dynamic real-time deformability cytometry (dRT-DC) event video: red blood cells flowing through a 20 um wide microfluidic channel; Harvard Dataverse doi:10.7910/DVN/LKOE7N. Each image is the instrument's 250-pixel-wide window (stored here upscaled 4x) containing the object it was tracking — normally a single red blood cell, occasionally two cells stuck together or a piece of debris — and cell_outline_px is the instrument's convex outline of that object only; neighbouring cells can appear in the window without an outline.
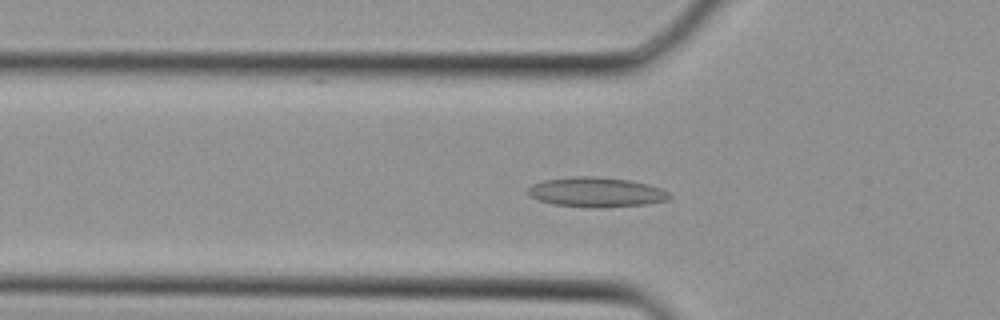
{"species": "Egyptian fruit bat (a non-hibernating species)", "species_latin": "Rousettus aegyptiacus", "temperature_condition": "cold", "stored_images_in_passage": 34, "camera_frame_rate_fps": 3000, "um_per_image_px": 0.085, "animal": {"sex": "female"}, "frame": {"image": 1, "passage_image": 11, "time_ms": 3.333, "image_size_px": [1000, 320], "cell_outline_px": [[672, 196], [668, 200], [644, 204], [600, 208], [592, 208], [552, 204], [540, 200], [532, 196], [528, 192], [528, 188], [532, 184], [544, 180], [572, 176], [596, 176], [628, 180], [648, 184], [660, 188], [668, 192]], "centroid_in_image_um": [50.69, 16.33], "position_along_channel_um": 75.1, "area_um2": 24.51}}
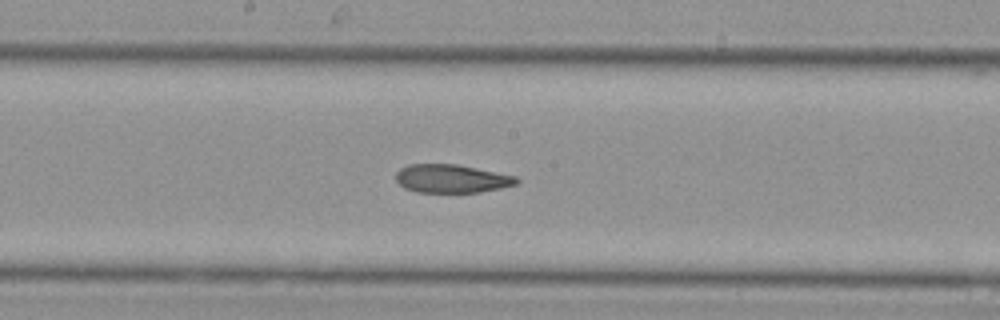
{"frame": {"image": 2, "passage_image": 18, "time_ms": 5.667, "image_size_px": [1000, 320], "cell_outline_px": [[520, 180], [516, 184], [500, 188], [480, 192], [416, 192], [404, 188], [396, 180], [396, 172], [400, 168], [408, 164], [456, 164], [516, 176]], "centroid_in_image_um": [38.36, 15.18], "position_along_channel_um": 209.8, "area_um2": 19.88}}
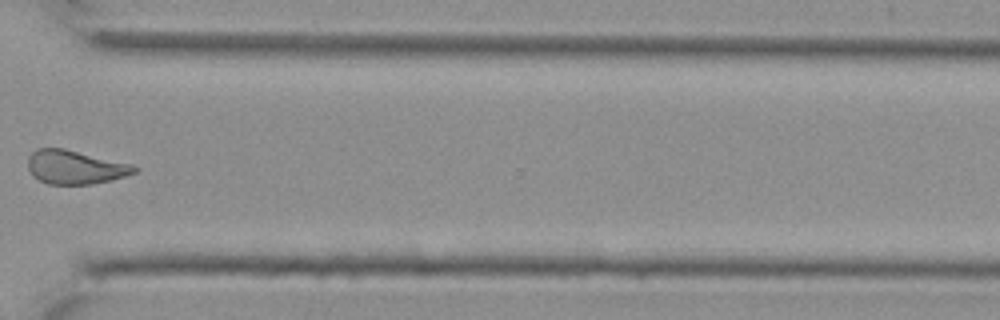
{"frame": {"image": 3, "passage_image": 26, "time_ms": 8.333, "image_size_px": [1000, 320], "cell_outline_px": [[140, 168], [136, 172], [112, 180], [92, 184], [48, 184], [40, 180], [28, 168], [28, 156], [36, 148], [64, 148], [128, 164]], "centroid_in_image_um": [6.37, 14.21], "position_along_channel_um": 364.2, "area_um2": 20.58}}